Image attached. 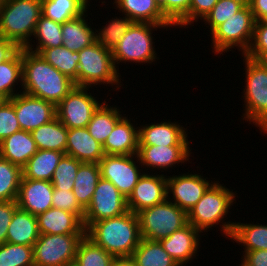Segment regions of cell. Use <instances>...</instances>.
<instances>
[{
  "mask_svg": "<svg viewBox=\"0 0 267 266\" xmlns=\"http://www.w3.org/2000/svg\"><path fill=\"white\" fill-rule=\"evenodd\" d=\"M137 266H179L159 241L141 239L131 256Z\"/></svg>",
  "mask_w": 267,
  "mask_h": 266,
  "instance_id": "37",
  "label": "cell"
},
{
  "mask_svg": "<svg viewBox=\"0 0 267 266\" xmlns=\"http://www.w3.org/2000/svg\"><path fill=\"white\" fill-rule=\"evenodd\" d=\"M144 172L133 192L127 198V206L133 213L160 204L167 199V174Z\"/></svg>",
  "mask_w": 267,
  "mask_h": 266,
  "instance_id": "17",
  "label": "cell"
},
{
  "mask_svg": "<svg viewBox=\"0 0 267 266\" xmlns=\"http://www.w3.org/2000/svg\"><path fill=\"white\" fill-rule=\"evenodd\" d=\"M81 164V161L65 154L58 163L51 179L54 190L72 191Z\"/></svg>",
  "mask_w": 267,
  "mask_h": 266,
  "instance_id": "41",
  "label": "cell"
},
{
  "mask_svg": "<svg viewBox=\"0 0 267 266\" xmlns=\"http://www.w3.org/2000/svg\"><path fill=\"white\" fill-rule=\"evenodd\" d=\"M38 53L59 72L73 80L77 86L79 52H73L62 45L43 48Z\"/></svg>",
  "mask_w": 267,
  "mask_h": 266,
  "instance_id": "36",
  "label": "cell"
},
{
  "mask_svg": "<svg viewBox=\"0 0 267 266\" xmlns=\"http://www.w3.org/2000/svg\"><path fill=\"white\" fill-rule=\"evenodd\" d=\"M129 211L127 198L108 180L99 179L91 203L85 209V230L94 222L120 216Z\"/></svg>",
  "mask_w": 267,
  "mask_h": 266,
  "instance_id": "13",
  "label": "cell"
},
{
  "mask_svg": "<svg viewBox=\"0 0 267 266\" xmlns=\"http://www.w3.org/2000/svg\"><path fill=\"white\" fill-rule=\"evenodd\" d=\"M9 100L14 104L21 130L31 132L56 117V106L41 98L21 92Z\"/></svg>",
  "mask_w": 267,
  "mask_h": 266,
  "instance_id": "16",
  "label": "cell"
},
{
  "mask_svg": "<svg viewBox=\"0 0 267 266\" xmlns=\"http://www.w3.org/2000/svg\"><path fill=\"white\" fill-rule=\"evenodd\" d=\"M75 86L39 53L22 48V92L57 106Z\"/></svg>",
  "mask_w": 267,
  "mask_h": 266,
  "instance_id": "1",
  "label": "cell"
},
{
  "mask_svg": "<svg viewBox=\"0 0 267 266\" xmlns=\"http://www.w3.org/2000/svg\"><path fill=\"white\" fill-rule=\"evenodd\" d=\"M135 122L133 118L129 119L128 115H125L115 125L103 145V151L106 155H134L138 153L139 126H136L138 124Z\"/></svg>",
  "mask_w": 267,
  "mask_h": 266,
  "instance_id": "21",
  "label": "cell"
},
{
  "mask_svg": "<svg viewBox=\"0 0 267 266\" xmlns=\"http://www.w3.org/2000/svg\"><path fill=\"white\" fill-rule=\"evenodd\" d=\"M90 0H41L42 15L55 22L65 21L84 14L91 5Z\"/></svg>",
  "mask_w": 267,
  "mask_h": 266,
  "instance_id": "33",
  "label": "cell"
},
{
  "mask_svg": "<svg viewBox=\"0 0 267 266\" xmlns=\"http://www.w3.org/2000/svg\"><path fill=\"white\" fill-rule=\"evenodd\" d=\"M191 0H166V18L176 25L189 13Z\"/></svg>",
  "mask_w": 267,
  "mask_h": 266,
  "instance_id": "48",
  "label": "cell"
},
{
  "mask_svg": "<svg viewBox=\"0 0 267 266\" xmlns=\"http://www.w3.org/2000/svg\"><path fill=\"white\" fill-rule=\"evenodd\" d=\"M22 168L0 157V201H16Z\"/></svg>",
  "mask_w": 267,
  "mask_h": 266,
  "instance_id": "39",
  "label": "cell"
},
{
  "mask_svg": "<svg viewBox=\"0 0 267 266\" xmlns=\"http://www.w3.org/2000/svg\"><path fill=\"white\" fill-rule=\"evenodd\" d=\"M7 0H0V9L3 7V5L5 4Z\"/></svg>",
  "mask_w": 267,
  "mask_h": 266,
  "instance_id": "56",
  "label": "cell"
},
{
  "mask_svg": "<svg viewBox=\"0 0 267 266\" xmlns=\"http://www.w3.org/2000/svg\"><path fill=\"white\" fill-rule=\"evenodd\" d=\"M52 207L76 214L82 221L85 209L78 203L72 191L54 190Z\"/></svg>",
  "mask_w": 267,
  "mask_h": 266,
  "instance_id": "46",
  "label": "cell"
},
{
  "mask_svg": "<svg viewBox=\"0 0 267 266\" xmlns=\"http://www.w3.org/2000/svg\"><path fill=\"white\" fill-rule=\"evenodd\" d=\"M39 236L37 217L18 207L8 227L6 242L33 246Z\"/></svg>",
  "mask_w": 267,
  "mask_h": 266,
  "instance_id": "27",
  "label": "cell"
},
{
  "mask_svg": "<svg viewBox=\"0 0 267 266\" xmlns=\"http://www.w3.org/2000/svg\"><path fill=\"white\" fill-rule=\"evenodd\" d=\"M139 145L155 146H173V145H190L188 140V131L178 122H172L170 119L161 123L154 121L151 124H139Z\"/></svg>",
  "mask_w": 267,
  "mask_h": 266,
  "instance_id": "18",
  "label": "cell"
},
{
  "mask_svg": "<svg viewBox=\"0 0 267 266\" xmlns=\"http://www.w3.org/2000/svg\"><path fill=\"white\" fill-rule=\"evenodd\" d=\"M37 151L30 131L20 130L0 142V157L21 168Z\"/></svg>",
  "mask_w": 267,
  "mask_h": 266,
  "instance_id": "25",
  "label": "cell"
},
{
  "mask_svg": "<svg viewBox=\"0 0 267 266\" xmlns=\"http://www.w3.org/2000/svg\"><path fill=\"white\" fill-rule=\"evenodd\" d=\"M114 9L133 22L174 26L162 13L155 0H113Z\"/></svg>",
  "mask_w": 267,
  "mask_h": 266,
  "instance_id": "24",
  "label": "cell"
},
{
  "mask_svg": "<svg viewBox=\"0 0 267 266\" xmlns=\"http://www.w3.org/2000/svg\"><path fill=\"white\" fill-rule=\"evenodd\" d=\"M247 4V0H218L213 9L202 20L210 34L227 19Z\"/></svg>",
  "mask_w": 267,
  "mask_h": 266,
  "instance_id": "42",
  "label": "cell"
},
{
  "mask_svg": "<svg viewBox=\"0 0 267 266\" xmlns=\"http://www.w3.org/2000/svg\"><path fill=\"white\" fill-rule=\"evenodd\" d=\"M242 57L246 79L242 92L245 109L241 119L259 127L260 133L267 134V69L254 59Z\"/></svg>",
  "mask_w": 267,
  "mask_h": 266,
  "instance_id": "7",
  "label": "cell"
},
{
  "mask_svg": "<svg viewBox=\"0 0 267 266\" xmlns=\"http://www.w3.org/2000/svg\"><path fill=\"white\" fill-rule=\"evenodd\" d=\"M136 214L141 237L149 241L167 238L188 224L187 212L168 199Z\"/></svg>",
  "mask_w": 267,
  "mask_h": 266,
  "instance_id": "9",
  "label": "cell"
},
{
  "mask_svg": "<svg viewBox=\"0 0 267 266\" xmlns=\"http://www.w3.org/2000/svg\"><path fill=\"white\" fill-rule=\"evenodd\" d=\"M20 87L22 88V48L10 59L0 63V98L6 101L20 94Z\"/></svg>",
  "mask_w": 267,
  "mask_h": 266,
  "instance_id": "31",
  "label": "cell"
},
{
  "mask_svg": "<svg viewBox=\"0 0 267 266\" xmlns=\"http://www.w3.org/2000/svg\"><path fill=\"white\" fill-rule=\"evenodd\" d=\"M239 266H267V250H254L242 255Z\"/></svg>",
  "mask_w": 267,
  "mask_h": 266,
  "instance_id": "50",
  "label": "cell"
},
{
  "mask_svg": "<svg viewBox=\"0 0 267 266\" xmlns=\"http://www.w3.org/2000/svg\"><path fill=\"white\" fill-rule=\"evenodd\" d=\"M163 15L166 17V0H155Z\"/></svg>",
  "mask_w": 267,
  "mask_h": 266,
  "instance_id": "55",
  "label": "cell"
},
{
  "mask_svg": "<svg viewBox=\"0 0 267 266\" xmlns=\"http://www.w3.org/2000/svg\"><path fill=\"white\" fill-rule=\"evenodd\" d=\"M190 148V145H139L137 155L144 172L147 173L150 170V173L151 171L153 173L155 170H160L166 173L170 168H175L177 165L182 166V163L187 164V162H190V157H192L191 150H193V148Z\"/></svg>",
  "mask_w": 267,
  "mask_h": 266,
  "instance_id": "15",
  "label": "cell"
},
{
  "mask_svg": "<svg viewBox=\"0 0 267 266\" xmlns=\"http://www.w3.org/2000/svg\"><path fill=\"white\" fill-rule=\"evenodd\" d=\"M41 15V0H7L0 9V37L24 48Z\"/></svg>",
  "mask_w": 267,
  "mask_h": 266,
  "instance_id": "4",
  "label": "cell"
},
{
  "mask_svg": "<svg viewBox=\"0 0 267 266\" xmlns=\"http://www.w3.org/2000/svg\"><path fill=\"white\" fill-rule=\"evenodd\" d=\"M99 166L101 177L110 181L126 198L133 192L139 178L144 173L137 154H105L100 160Z\"/></svg>",
  "mask_w": 267,
  "mask_h": 266,
  "instance_id": "12",
  "label": "cell"
},
{
  "mask_svg": "<svg viewBox=\"0 0 267 266\" xmlns=\"http://www.w3.org/2000/svg\"><path fill=\"white\" fill-rule=\"evenodd\" d=\"M89 89L93 88L75 86L56 106V117L67 129L86 128L102 104Z\"/></svg>",
  "mask_w": 267,
  "mask_h": 266,
  "instance_id": "11",
  "label": "cell"
},
{
  "mask_svg": "<svg viewBox=\"0 0 267 266\" xmlns=\"http://www.w3.org/2000/svg\"><path fill=\"white\" fill-rule=\"evenodd\" d=\"M65 154L82 163H97L104 157L103 145L97 142L87 128L67 129Z\"/></svg>",
  "mask_w": 267,
  "mask_h": 266,
  "instance_id": "23",
  "label": "cell"
},
{
  "mask_svg": "<svg viewBox=\"0 0 267 266\" xmlns=\"http://www.w3.org/2000/svg\"><path fill=\"white\" fill-rule=\"evenodd\" d=\"M255 21H267V0H247Z\"/></svg>",
  "mask_w": 267,
  "mask_h": 266,
  "instance_id": "51",
  "label": "cell"
},
{
  "mask_svg": "<svg viewBox=\"0 0 267 266\" xmlns=\"http://www.w3.org/2000/svg\"><path fill=\"white\" fill-rule=\"evenodd\" d=\"M33 140L40 150L64 152L67 145V128L55 117L50 122L31 131Z\"/></svg>",
  "mask_w": 267,
  "mask_h": 266,
  "instance_id": "30",
  "label": "cell"
},
{
  "mask_svg": "<svg viewBox=\"0 0 267 266\" xmlns=\"http://www.w3.org/2000/svg\"><path fill=\"white\" fill-rule=\"evenodd\" d=\"M88 11L89 9L79 17L62 24L63 46L73 52H79L96 41V28L90 22L88 23L87 17L92 14H88Z\"/></svg>",
  "mask_w": 267,
  "mask_h": 266,
  "instance_id": "26",
  "label": "cell"
},
{
  "mask_svg": "<svg viewBox=\"0 0 267 266\" xmlns=\"http://www.w3.org/2000/svg\"><path fill=\"white\" fill-rule=\"evenodd\" d=\"M67 266H77L75 263H73V264H70V265H67Z\"/></svg>",
  "mask_w": 267,
  "mask_h": 266,
  "instance_id": "57",
  "label": "cell"
},
{
  "mask_svg": "<svg viewBox=\"0 0 267 266\" xmlns=\"http://www.w3.org/2000/svg\"><path fill=\"white\" fill-rule=\"evenodd\" d=\"M188 171L179 175L167 176V199L187 213L197 204L208 188L215 182ZM203 175V176H201ZM207 178V180H206ZM172 194V195H171Z\"/></svg>",
  "mask_w": 267,
  "mask_h": 266,
  "instance_id": "14",
  "label": "cell"
},
{
  "mask_svg": "<svg viewBox=\"0 0 267 266\" xmlns=\"http://www.w3.org/2000/svg\"><path fill=\"white\" fill-rule=\"evenodd\" d=\"M218 0H191L189 13L176 25L175 28H189L193 24L205 18V16L213 9ZM178 26V27H177Z\"/></svg>",
  "mask_w": 267,
  "mask_h": 266,
  "instance_id": "45",
  "label": "cell"
},
{
  "mask_svg": "<svg viewBox=\"0 0 267 266\" xmlns=\"http://www.w3.org/2000/svg\"><path fill=\"white\" fill-rule=\"evenodd\" d=\"M121 75L115 68L112 51L95 41L79 51L77 86H110L114 91L121 90ZM99 84V85H98ZM98 85V86H96Z\"/></svg>",
  "mask_w": 267,
  "mask_h": 266,
  "instance_id": "5",
  "label": "cell"
},
{
  "mask_svg": "<svg viewBox=\"0 0 267 266\" xmlns=\"http://www.w3.org/2000/svg\"><path fill=\"white\" fill-rule=\"evenodd\" d=\"M113 266H137L135 260L130 257H117L114 260Z\"/></svg>",
  "mask_w": 267,
  "mask_h": 266,
  "instance_id": "53",
  "label": "cell"
},
{
  "mask_svg": "<svg viewBox=\"0 0 267 266\" xmlns=\"http://www.w3.org/2000/svg\"><path fill=\"white\" fill-rule=\"evenodd\" d=\"M17 208L16 201H0V245L6 242L8 227Z\"/></svg>",
  "mask_w": 267,
  "mask_h": 266,
  "instance_id": "49",
  "label": "cell"
},
{
  "mask_svg": "<svg viewBox=\"0 0 267 266\" xmlns=\"http://www.w3.org/2000/svg\"><path fill=\"white\" fill-rule=\"evenodd\" d=\"M265 50H267V21H256L253 39L245 56L255 60Z\"/></svg>",
  "mask_w": 267,
  "mask_h": 266,
  "instance_id": "47",
  "label": "cell"
},
{
  "mask_svg": "<svg viewBox=\"0 0 267 266\" xmlns=\"http://www.w3.org/2000/svg\"><path fill=\"white\" fill-rule=\"evenodd\" d=\"M255 19L247 3L241 10L219 25L210 35L212 53L218 57L223 53L238 49L242 55L248 51L254 32ZM232 49V50H230ZM214 50V51H213Z\"/></svg>",
  "mask_w": 267,
  "mask_h": 266,
  "instance_id": "8",
  "label": "cell"
},
{
  "mask_svg": "<svg viewBox=\"0 0 267 266\" xmlns=\"http://www.w3.org/2000/svg\"><path fill=\"white\" fill-rule=\"evenodd\" d=\"M20 130L14 104L10 100L3 101L0 104V142Z\"/></svg>",
  "mask_w": 267,
  "mask_h": 266,
  "instance_id": "44",
  "label": "cell"
},
{
  "mask_svg": "<svg viewBox=\"0 0 267 266\" xmlns=\"http://www.w3.org/2000/svg\"><path fill=\"white\" fill-rule=\"evenodd\" d=\"M84 236L40 234L33 245L34 266H67L73 264L78 244Z\"/></svg>",
  "mask_w": 267,
  "mask_h": 266,
  "instance_id": "10",
  "label": "cell"
},
{
  "mask_svg": "<svg viewBox=\"0 0 267 266\" xmlns=\"http://www.w3.org/2000/svg\"><path fill=\"white\" fill-rule=\"evenodd\" d=\"M34 39H36V42H34ZM62 45V24L41 15L30 42L24 48L38 53L43 48L59 47Z\"/></svg>",
  "mask_w": 267,
  "mask_h": 266,
  "instance_id": "35",
  "label": "cell"
},
{
  "mask_svg": "<svg viewBox=\"0 0 267 266\" xmlns=\"http://www.w3.org/2000/svg\"><path fill=\"white\" fill-rule=\"evenodd\" d=\"M104 100L86 127L90 135L102 145L106 142L115 125L126 115L120 111L121 108L116 105L110 106L106 103V99Z\"/></svg>",
  "mask_w": 267,
  "mask_h": 266,
  "instance_id": "28",
  "label": "cell"
},
{
  "mask_svg": "<svg viewBox=\"0 0 267 266\" xmlns=\"http://www.w3.org/2000/svg\"><path fill=\"white\" fill-rule=\"evenodd\" d=\"M201 234L199 230L188 223L182 229L175 231L159 242L179 266H185L187 263H192L194 258L197 259V252L201 247L199 246Z\"/></svg>",
  "mask_w": 267,
  "mask_h": 266,
  "instance_id": "20",
  "label": "cell"
},
{
  "mask_svg": "<svg viewBox=\"0 0 267 266\" xmlns=\"http://www.w3.org/2000/svg\"><path fill=\"white\" fill-rule=\"evenodd\" d=\"M0 266H34L33 246L8 242L1 244Z\"/></svg>",
  "mask_w": 267,
  "mask_h": 266,
  "instance_id": "43",
  "label": "cell"
},
{
  "mask_svg": "<svg viewBox=\"0 0 267 266\" xmlns=\"http://www.w3.org/2000/svg\"><path fill=\"white\" fill-rule=\"evenodd\" d=\"M223 185L224 183L221 184L219 179L215 181L187 215L188 223L201 233L208 232L213 229L212 227L219 225L221 236L225 235V239L229 240L236 221H227L225 218L232 205L236 203L238 195H236L237 191L233 192V189Z\"/></svg>",
  "mask_w": 267,
  "mask_h": 266,
  "instance_id": "3",
  "label": "cell"
},
{
  "mask_svg": "<svg viewBox=\"0 0 267 266\" xmlns=\"http://www.w3.org/2000/svg\"><path fill=\"white\" fill-rule=\"evenodd\" d=\"M120 16L112 17L108 23L107 21L103 23L106 24L105 26L95 29L96 41L111 51L118 45L119 40L133 23L125 15Z\"/></svg>",
  "mask_w": 267,
  "mask_h": 266,
  "instance_id": "40",
  "label": "cell"
},
{
  "mask_svg": "<svg viewBox=\"0 0 267 266\" xmlns=\"http://www.w3.org/2000/svg\"><path fill=\"white\" fill-rule=\"evenodd\" d=\"M170 29L175 26H163L147 22H133L128 31L119 40L118 45L112 50L113 61L116 70L119 72L120 63L153 64L156 59H161L155 51V38L153 31L158 29Z\"/></svg>",
  "mask_w": 267,
  "mask_h": 266,
  "instance_id": "6",
  "label": "cell"
},
{
  "mask_svg": "<svg viewBox=\"0 0 267 266\" xmlns=\"http://www.w3.org/2000/svg\"><path fill=\"white\" fill-rule=\"evenodd\" d=\"M36 217L40 234L85 235L83 221L72 212L51 207Z\"/></svg>",
  "mask_w": 267,
  "mask_h": 266,
  "instance_id": "22",
  "label": "cell"
},
{
  "mask_svg": "<svg viewBox=\"0 0 267 266\" xmlns=\"http://www.w3.org/2000/svg\"><path fill=\"white\" fill-rule=\"evenodd\" d=\"M256 62H258L262 67L267 69V50L263 51L256 59Z\"/></svg>",
  "mask_w": 267,
  "mask_h": 266,
  "instance_id": "54",
  "label": "cell"
},
{
  "mask_svg": "<svg viewBox=\"0 0 267 266\" xmlns=\"http://www.w3.org/2000/svg\"><path fill=\"white\" fill-rule=\"evenodd\" d=\"M54 187L51 181L26 179L22 176L17 206L37 216L52 207Z\"/></svg>",
  "mask_w": 267,
  "mask_h": 266,
  "instance_id": "19",
  "label": "cell"
},
{
  "mask_svg": "<svg viewBox=\"0 0 267 266\" xmlns=\"http://www.w3.org/2000/svg\"><path fill=\"white\" fill-rule=\"evenodd\" d=\"M19 49L14 42L0 37V63L10 59Z\"/></svg>",
  "mask_w": 267,
  "mask_h": 266,
  "instance_id": "52",
  "label": "cell"
},
{
  "mask_svg": "<svg viewBox=\"0 0 267 266\" xmlns=\"http://www.w3.org/2000/svg\"><path fill=\"white\" fill-rule=\"evenodd\" d=\"M85 235L115 258L132 256L142 239L137 214L130 210L92 223Z\"/></svg>",
  "mask_w": 267,
  "mask_h": 266,
  "instance_id": "2",
  "label": "cell"
},
{
  "mask_svg": "<svg viewBox=\"0 0 267 266\" xmlns=\"http://www.w3.org/2000/svg\"><path fill=\"white\" fill-rule=\"evenodd\" d=\"M114 260L113 255L85 235L78 244L74 263L77 266H113Z\"/></svg>",
  "mask_w": 267,
  "mask_h": 266,
  "instance_id": "38",
  "label": "cell"
},
{
  "mask_svg": "<svg viewBox=\"0 0 267 266\" xmlns=\"http://www.w3.org/2000/svg\"><path fill=\"white\" fill-rule=\"evenodd\" d=\"M64 155V152L38 149L22 168L23 177L51 181L53 173Z\"/></svg>",
  "mask_w": 267,
  "mask_h": 266,
  "instance_id": "29",
  "label": "cell"
},
{
  "mask_svg": "<svg viewBox=\"0 0 267 266\" xmlns=\"http://www.w3.org/2000/svg\"><path fill=\"white\" fill-rule=\"evenodd\" d=\"M101 178L100 166L97 163H82L77 171L73 190L78 203L86 209L91 203L97 183Z\"/></svg>",
  "mask_w": 267,
  "mask_h": 266,
  "instance_id": "34",
  "label": "cell"
},
{
  "mask_svg": "<svg viewBox=\"0 0 267 266\" xmlns=\"http://www.w3.org/2000/svg\"><path fill=\"white\" fill-rule=\"evenodd\" d=\"M244 247L242 255L248 251L267 250V225L235 222L229 240ZM235 241V242H234Z\"/></svg>",
  "mask_w": 267,
  "mask_h": 266,
  "instance_id": "32",
  "label": "cell"
}]
</instances>
